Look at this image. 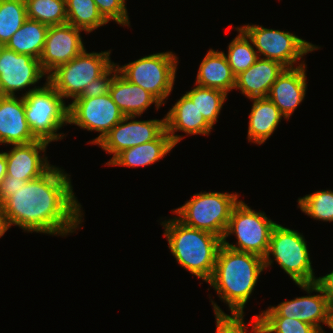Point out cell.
I'll return each mask as SVG.
<instances>
[{
  "label": "cell",
  "instance_id": "obj_1",
  "mask_svg": "<svg viewBox=\"0 0 333 333\" xmlns=\"http://www.w3.org/2000/svg\"><path fill=\"white\" fill-rule=\"evenodd\" d=\"M82 211L70 175L56 165L27 181L0 206L10 228L14 225L23 232L62 237L82 226Z\"/></svg>",
  "mask_w": 333,
  "mask_h": 333
},
{
  "label": "cell",
  "instance_id": "obj_2",
  "mask_svg": "<svg viewBox=\"0 0 333 333\" xmlns=\"http://www.w3.org/2000/svg\"><path fill=\"white\" fill-rule=\"evenodd\" d=\"M264 258L221 245L212 278L207 282L228 305L230 314L244 315L247 304L261 273Z\"/></svg>",
  "mask_w": 333,
  "mask_h": 333
},
{
  "label": "cell",
  "instance_id": "obj_3",
  "mask_svg": "<svg viewBox=\"0 0 333 333\" xmlns=\"http://www.w3.org/2000/svg\"><path fill=\"white\" fill-rule=\"evenodd\" d=\"M160 224L164 227V237L177 263L192 275L208 282L213 276L223 239L213 233L188 227L176 216Z\"/></svg>",
  "mask_w": 333,
  "mask_h": 333
},
{
  "label": "cell",
  "instance_id": "obj_4",
  "mask_svg": "<svg viewBox=\"0 0 333 333\" xmlns=\"http://www.w3.org/2000/svg\"><path fill=\"white\" fill-rule=\"evenodd\" d=\"M306 243L297 230L277 223L272 229L268 252L264 257L265 269L276 261L295 284L315 283L317 277Z\"/></svg>",
  "mask_w": 333,
  "mask_h": 333
},
{
  "label": "cell",
  "instance_id": "obj_5",
  "mask_svg": "<svg viewBox=\"0 0 333 333\" xmlns=\"http://www.w3.org/2000/svg\"><path fill=\"white\" fill-rule=\"evenodd\" d=\"M237 193L199 192L171 212L184 225L204 230L223 239L232 210L239 202Z\"/></svg>",
  "mask_w": 333,
  "mask_h": 333
},
{
  "label": "cell",
  "instance_id": "obj_6",
  "mask_svg": "<svg viewBox=\"0 0 333 333\" xmlns=\"http://www.w3.org/2000/svg\"><path fill=\"white\" fill-rule=\"evenodd\" d=\"M23 100L26 120L38 140L51 143L66 136L58 130L68 124L69 105L47 80L41 88L24 95Z\"/></svg>",
  "mask_w": 333,
  "mask_h": 333
},
{
  "label": "cell",
  "instance_id": "obj_7",
  "mask_svg": "<svg viewBox=\"0 0 333 333\" xmlns=\"http://www.w3.org/2000/svg\"><path fill=\"white\" fill-rule=\"evenodd\" d=\"M116 65L125 79L139 85L165 105L173 91L178 66V57L172 51L153 53L122 66Z\"/></svg>",
  "mask_w": 333,
  "mask_h": 333
},
{
  "label": "cell",
  "instance_id": "obj_8",
  "mask_svg": "<svg viewBox=\"0 0 333 333\" xmlns=\"http://www.w3.org/2000/svg\"><path fill=\"white\" fill-rule=\"evenodd\" d=\"M111 50L87 52L86 48L69 62L57 67L47 76V82L63 99L79 97L91 81L102 76L114 62Z\"/></svg>",
  "mask_w": 333,
  "mask_h": 333
},
{
  "label": "cell",
  "instance_id": "obj_9",
  "mask_svg": "<svg viewBox=\"0 0 333 333\" xmlns=\"http://www.w3.org/2000/svg\"><path fill=\"white\" fill-rule=\"evenodd\" d=\"M276 224L264 212L255 211L239 200L232 210L223 237V245L236 251L253 253L264 258L268 252L272 229ZM230 235L236 236V244H230L226 240Z\"/></svg>",
  "mask_w": 333,
  "mask_h": 333
},
{
  "label": "cell",
  "instance_id": "obj_10",
  "mask_svg": "<svg viewBox=\"0 0 333 333\" xmlns=\"http://www.w3.org/2000/svg\"><path fill=\"white\" fill-rule=\"evenodd\" d=\"M240 28L252 40L259 58L278 61L286 68L304 65V55L321 48L289 31L268 29L255 24H245Z\"/></svg>",
  "mask_w": 333,
  "mask_h": 333
},
{
  "label": "cell",
  "instance_id": "obj_11",
  "mask_svg": "<svg viewBox=\"0 0 333 333\" xmlns=\"http://www.w3.org/2000/svg\"><path fill=\"white\" fill-rule=\"evenodd\" d=\"M68 105V124L100 133L98 137L89 141L95 145L124 118L110 94L93 98H75Z\"/></svg>",
  "mask_w": 333,
  "mask_h": 333
},
{
  "label": "cell",
  "instance_id": "obj_12",
  "mask_svg": "<svg viewBox=\"0 0 333 333\" xmlns=\"http://www.w3.org/2000/svg\"><path fill=\"white\" fill-rule=\"evenodd\" d=\"M296 285L306 291L308 296L296 297L292 300L283 301L277 306H269L266 310L261 311L258 317L296 318L299 321L313 325L321 333H325L321 323L329 327L331 305L328 298L316 283ZM312 292L318 294L311 295Z\"/></svg>",
  "mask_w": 333,
  "mask_h": 333
},
{
  "label": "cell",
  "instance_id": "obj_13",
  "mask_svg": "<svg viewBox=\"0 0 333 333\" xmlns=\"http://www.w3.org/2000/svg\"><path fill=\"white\" fill-rule=\"evenodd\" d=\"M46 78L40 66V60L30 55L18 54L8 49L6 46H0V95L16 96L15 92L27 91L22 96L31 91L41 88L35 86L42 78ZM30 86H35L30 89Z\"/></svg>",
  "mask_w": 333,
  "mask_h": 333
},
{
  "label": "cell",
  "instance_id": "obj_14",
  "mask_svg": "<svg viewBox=\"0 0 333 333\" xmlns=\"http://www.w3.org/2000/svg\"><path fill=\"white\" fill-rule=\"evenodd\" d=\"M137 116H124L96 145L101 147L112 158L119 153L139 144L155 140L165 129V117L161 120H135Z\"/></svg>",
  "mask_w": 333,
  "mask_h": 333
},
{
  "label": "cell",
  "instance_id": "obj_15",
  "mask_svg": "<svg viewBox=\"0 0 333 333\" xmlns=\"http://www.w3.org/2000/svg\"><path fill=\"white\" fill-rule=\"evenodd\" d=\"M82 31L69 23L49 26L39 59L40 66L47 76L85 49L81 36Z\"/></svg>",
  "mask_w": 333,
  "mask_h": 333
},
{
  "label": "cell",
  "instance_id": "obj_16",
  "mask_svg": "<svg viewBox=\"0 0 333 333\" xmlns=\"http://www.w3.org/2000/svg\"><path fill=\"white\" fill-rule=\"evenodd\" d=\"M49 144L43 140H36L27 144L12 145L10 151L5 152L6 176L26 182L41 177L53 166L45 156Z\"/></svg>",
  "mask_w": 333,
  "mask_h": 333
},
{
  "label": "cell",
  "instance_id": "obj_17",
  "mask_svg": "<svg viewBox=\"0 0 333 333\" xmlns=\"http://www.w3.org/2000/svg\"><path fill=\"white\" fill-rule=\"evenodd\" d=\"M306 64L285 68L271 86L268 98L278 107L287 121L303 102L307 91Z\"/></svg>",
  "mask_w": 333,
  "mask_h": 333
},
{
  "label": "cell",
  "instance_id": "obj_18",
  "mask_svg": "<svg viewBox=\"0 0 333 333\" xmlns=\"http://www.w3.org/2000/svg\"><path fill=\"white\" fill-rule=\"evenodd\" d=\"M36 140L26 120L23 96L0 95V144L18 145Z\"/></svg>",
  "mask_w": 333,
  "mask_h": 333
},
{
  "label": "cell",
  "instance_id": "obj_19",
  "mask_svg": "<svg viewBox=\"0 0 333 333\" xmlns=\"http://www.w3.org/2000/svg\"><path fill=\"white\" fill-rule=\"evenodd\" d=\"M165 125L175 146L184 138L183 135L175 134V132L182 131L187 135L208 136L213 129L186 94H183L167 112Z\"/></svg>",
  "mask_w": 333,
  "mask_h": 333
},
{
  "label": "cell",
  "instance_id": "obj_20",
  "mask_svg": "<svg viewBox=\"0 0 333 333\" xmlns=\"http://www.w3.org/2000/svg\"><path fill=\"white\" fill-rule=\"evenodd\" d=\"M286 67L280 62L258 58L246 71L236 76L235 89L248 99L267 97L271 86Z\"/></svg>",
  "mask_w": 333,
  "mask_h": 333
},
{
  "label": "cell",
  "instance_id": "obj_21",
  "mask_svg": "<svg viewBox=\"0 0 333 333\" xmlns=\"http://www.w3.org/2000/svg\"><path fill=\"white\" fill-rule=\"evenodd\" d=\"M109 94L124 116L140 117L152 104L157 111L162 106L151 93L129 82L118 71L112 81Z\"/></svg>",
  "mask_w": 333,
  "mask_h": 333
},
{
  "label": "cell",
  "instance_id": "obj_22",
  "mask_svg": "<svg viewBox=\"0 0 333 333\" xmlns=\"http://www.w3.org/2000/svg\"><path fill=\"white\" fill-rule=\"evenodd\" d=\"M194 84L218 89L226 94L235 88L236 76L227 62L224 51L209 49L199 65Z\"/></svg>",
  "mask_w": 333,
  "mask_h": 333
},
{
  "label": "cell",
  "instance_id": "obj_23",
  "mask_svg": "<svg viewBox=\"0 0 333 333\" xmlns=\"http://www.w3.org/2000/svg\"><path fill=\"white\" fill-rule=\"evenodd\" d=\"M175 147L166 129L153 141L119 153L108 166L145 167L163 159Z\"/></svg>",
  "mask_w": 333,
  "mask_h": 333
},
{
  "label": "cell",
  "instance_id": "obj_24",
  "mask_svg": "<svg viewBox=\"0 0 333 333\" xmlns=\"http://www.w3.org/2000/svg\"><path fill=\"white\" fill-rule=\"evenodd\" d=\"M249 114L247 139L253 144L262 145L272 136L284 116L268 98H253Z\"/></svg>",
  "mask_w": 333,
  "mask_h": 333
},
{
  "label": "cell",
  "instance_id": "obj_25",
  "mask_svg": "<svg viewBox=\"0 0 333 333\" xmlns=\"http://www.w3.org/2000/svg\"><path fill=\"white\" fill-rule=\"evenodd\" d=\"M49 26L39 21L26 19L6 43V47L18 54L40 59Z\"/></svg>",
  "mask_w": 333,
  "mask_h": 333
},
{
  "label": "cell",
  "instance_id": "obj_26",
  "mask_svg": "<svg viewBox=\"0 0 333 333\" xmlns=\"http://www.w3.org/2000/svg\"><path fill=\"white\" fill-rule=\"evenodd\" d=\"M67 23L86 33L109 23L99 12L94 0H66Z\"/></svg>",
  "mask_w": 333,
  "mask_h": 333
},
{
  "label": "cell",
  "instance_id": "obj_27",
  "mask_svg": "<svg viewBox=\"0 0 333 333\" xmlns=\"http://www.w3.org/2000/svg\"><path fill=\"white\" fill-rule=\"evenodd\" d=\"M192 90L186 91V95L192 100L196 105L199 112H201L203 118L206 122L213 128L218 121V116L227 100V95L224 91L206 88L194 85Z\"/></svg>",
  "mask_w": 333,
  "mask_h": 333
},
{
  "label": "cell",
  "instance_id": "obj_28",
  "mask_svg": "<svg viewBox=\"0 0 333 333\" xmlns=\"http://www.w3.org/2000/svg\"><path fill=\"white\" fill-rule=\"evenodd\" d=\"M238 35L229 43L227 54L224 53L229 66L235 76L246 71L259 58L252 40L238 26Z\"/></svg>",
  "mask_w": 333,
  "mask_h": 333
},
{
  "label": "cell",
  "instance_id": "obj_29",
  "mask_svg": "<svg viewBox=\"0 0 333 333\" xmlns=\"http://www.w3.org/2000/svg\"><path fill=\"white\" fill-rule=\"evenodd\" d=\"M249 326L252 333H321L311 324L288 317H258L254 315Z\"/></svg>",
  "mask_w": 333,
  "mask_h": 333
},
{
  "label": "cell",
  "instance_id": "obj_30",
  "mask_svg": "<svg viewBox=\"0 0 333 333\" xmlns=\"http://www.w3.org/2000/svg\"><path fill=\"white\" fill-rule=\"evenodd\" d=\"M27 18L47 26L67 23L66 0H25Z\"/></svg>",
  "mask_w": 333,
  "mask_h": 333
},
{
  "label": "cell",
  "instance_id": "obj_31",
  "mask_svg": "<svg viewBox=\"0 0 333 333\" xmlns=\"http://www.w3.org/2000/svg\"><path fill=\"white\" fill-rule=\"evenodd\" d=\"M26 19L25 0H0V46L6 45Z\"/></svg>",
  "mask_w": 333,
  "mask_h": 333
},
{
  "label": "cell",
  "instance_id": "obj_32",
  "mask_svg": "<svg viewBox=\"0 0 333 333\" xmlns=\"http://www.w3.org/2000/svg\"><path fill=\"white\" fill-rule=\"evenodd\" d=\"M298 208L315 220L333 222V191L320 190L298 198Z\"/></svg>",
  "mask_w": 333,
  "mask_h": 333
},
{
  "label": "cell",
  "instance_id": "obj_33",
  "mask_svg": "<svg viewBox=\"0 0 333 333\" xmlns=\"http://www.w3.org/2000/svg\"><path fill=\"white\" fill-rule=\"evenodd\" d=\"M216 320V333H248L244 315H228L211 299Z\"/></svg>",
  "mask_w": 333,
  "mask_h": 333
},
{
  "label": "cell",
  "instance_id": "obj_34",
  "mask_svg": "<svg viewBox=\"0 0 333 333\" xmlns=\"http://www.w3.org/2000/svg\"><path fill=\"white\" fill-rule=\"evenodd\" d=\"M99 12L108 21L121 26H130L126 0H94Z\"/></svg>",
  "mask_w": 333,
  "mask_h": 333
},
{
  "label": "cell",
  "instance_id": "obj_35",
  "mask_svg": "<svg viewBox=\"0 0 333 333\" xmlns=\"http://www.w3.org/2000/svg\"><path fill=\"white\" fill-rule=\"evenodd\" d=\"M117 71V65L114 63L102 76L85 86L84 91L77 98H93L109 94L112 81L116 76Z\"/></svg>",
  "mask_w": 333,
  "mask_h": 333
},
{
  "label": "cell",
  "instance_id": "obj_36",
  "mask_svg": "<svg viewBox=\"0 0 333 333\" xmlns=\"http://www.w3.org/2000/svg\"><path fill=\"white\" fill-rule=\"evenodd\" d=\"M26 181L22 179H16L11 176H5L0 184V206L14 194L19 187H22Z\"/></svg>",
  "mask_w": 333,
  "mask_h": 333
},
{
  "label": "cell",
  "instance_id": "obj_37",
  "mask_svg": "<svg viewBox=\"0 0 333 333\" xmlns=\"http://www.w3.org/2000/svg\"><path fill=\"white\" fill-rule=\"evenodd\" d=\"M328 298L329 304L333 307V271L322 277H317L315 282Z\"/></svg>",
  "mask_w": 333,
  "mask_h": 333
},
{
  "label": "cell",
  "instance_id": "obj_38",
  "mask_svg": "<svg viewBox=\"0 0 333 333\" xmlns=\"http://www.w3.org/2000/svg\"><path fill=\"white\" fill-rule=\"evenodd\" d=\"M6 167H7L6 156L5 152L2 151L0 152V184L6 176Z\"/></svg>",
  "mask_w": 333,
  "mask_h": 333
},
{
  "label": "cell",
  "instance_id": "obj_39",
  "mask_svg": "<svg viewBox=\"0 0 333 333\" xmlns=\"http://www.w3.org/2000/svg\"><path fill=\"white\" fill-rule=\"evenodd\" d=\"M9 225L7 223V220L3 216V214L0 212V238L6 233V231L9 229Z\"/></svg>",
  "mask_w": 333,
  "mask_h": 333
},
{
  "label": "cell",
  "instance_id": "obj_40",
  "mask_svg": "<svg viewBox=\"0 0 333 333\" xmlns=\"http://www.w3.org/2000/svg\"><path fill=\"white\" fill-rule=\"evenodd\" d=\"M329 328L333 331V307H331V311H330V323H329Z\"/></svg>",
  "mask_w": 333,
  "mask_h": 333
}]
</instances>
